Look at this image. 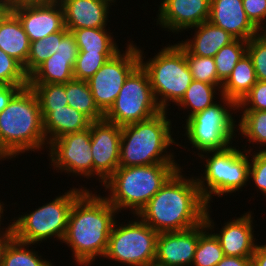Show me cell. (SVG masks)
<instances>
[{
	"mask_svg": "<svg viewBox=\"0 0 266 266\" xmlns=\"http://www.w3.org/2000/svg\"><path fill=\"white\" fill-rule=\"evenodd\" d=\"M181 171L180 168L135 215L158 233L184 231L204 221L208 205L196 178H187Z\"/></svg>",
	"mask_w": 266,
	"mask_h": 266,
	"instance_id": "obj_1",
	"label": "cell"
},
{
	"mask_svg": "<svg viewBox=\"0 0 266 266\" xmlns=\"http://www.w3.org/2000/svg\"><path fill=\"white\" fill-rule=\"evenodd\" d=\"M118 211L99 194L85 190L73 203L62 243L73 251L78 265L90 266L104 257Z\"/></svg>",
	"mask_w": 266,
	"mask_h": 266,
	"instance_id": "obj_2",
	"label": "cell"
},
{
	"mask_svg": "<svg viewBox=\"0 0 266 266\" xmlns=\"http://www.w3.org/2000/svg\"><path fill=\"white\" fill-rule=\"evenodd\" d=\"M45 143L48 145L40 104L28 85L0 112V153L9 160L20 153L43 150Z\"/></svg>",
	"mask_w": 266,
	"mask_h": 266,
	"instance_id": "obj_3",
	"label": "cell"
},
{
	"mask_svg": "<svg viewBox=\"0 0 266 266\" xmlns=\"http://www.w3.org/2000/svg\"><path fill=\"white\" fill-rule=\"evenodd\" d=\"M180 168L178 163L119 166L102 184L109 190L105 198L118 213L128 208L133 215H137Z\"/></svg>",
	"mask_w": 266,
	"mask_h": 266,
	"instance_id": "obj_4",
	"label": "cell"
},
{
	"mask_svg": "<svg viewBox=\"0 0 266 266\" xmlns=\"http://www.w3.org/2000/svg\"><path fill=\"white\" fill-rule=\"evenodd\" d=\"M161 111L154 117L121 127L119 166L132 167L158 163H176L171 144L181 146L172 137V121ZM170 153V154H169Z\"/></svg>",
	"mask_w": 266,
	"mask_h": 266,
	"instance_id": "obj_5",
	"label": "cell"
},
{
	"mask_svg": "<svg viewBox=\"0 0 266 266\" xmlns=\"http://www.w3.org/2000/svg\"><path fill=\"white\" fill-rule=\"evenodd\" d=\"M149 61H143V51L139 49L140 64L147 71L156 102L167 111L169 102L175 105L182 99L193 81L185 57V50L177 43L167 45Z\"/></svg>",
	"mask_w": 266,
	"mask_h": 266,
	"instance_id": "obj_6",
	"label": "cell"
},
{
	"mask_svg": "<svg viewBox=\"0 0 266 266\" xmlns=\"http://www.w3.org/2000/svg\"><path fill=\"white\" fill-rule=\"evenodd\" d=\"M251 150L245 152L230 146L221 151L205 152L209 157L200 154L198 157L206 161L204 176L195 177L201 196L206 204L210 206L212 196L221 197L231 193H236L249 182L250 159L248 156ZM245 153V154H244ZM208 158V159H207ZM213 194V195H212Z\"/></svg>",
	"mask_w": 266,
	"mask_h": 266,
	"instance_id": "obj_7",
	"label": "cell"
},
{
	"mask_svg": "<svg viewBox=\"0 0 266 266\" xmlns=\"http://www.w3.org/2000/svg\"><path fill=\"white\" fill-rule=\"evenodd\" d=\"M84 188H70L62 196H56L53 201L36 208L33 212L16 217L17 220L10 222L14 237L32 245L52 237L63 242L70 209L74 201L87 190Z\"/></svg>",
	"mask_w": 266,
	"mask_h": 266,
	"instance_id": "obj_8",
	"label": "cell"
},
{
	"mask_svg": "<svg viewBox=\"0 0 266 266\" xmlns=\"http://www.w3.org/2000/svg\"><path fill=\"white\" fill-rule=\"evenodd\" d=\"M222 99V100H221ZM221 104L214 103L186 119L185 136L199 154L229 148L235 138L237 126L231 109H238L234 100L221 95ZM225 104V105H224Z\"/></svg>",
	"mask_w": 266,
	"mask_h": 266,
	"instance_id": "obj_9",
	"label": "cell"
},
{
	"mask_svg": "<svg viewBox=\"0 0 266 266\" xmlns=\"http://www.w3.org/2000/svg\"><path fill=\"white\" fill-rule=\"evenodd\" d=\"M163 111L156 102L147 71L139 64L126 78L104 119L118 126L148 120Z\"/></svg>",
	"mask_w": 266,
	"mask_h": 266,
	"instance_id": "obj_10",
	"label": "cell"
},
{
	"mask_svg": "<svg viewBox=\"0 0 266 266\" xmlns=\"http://www.w3.org/2000/svg\"><path fill=\"white\" fill-rule=\"evenodd\" d=\"M139 219L125 225H119L115 220L104 258L127 266H145L155 262L159 233Z\"/></svg>",
	"mask_w": 266,
	"mask_h": 266,
	"instance_id": "obj_11",
	"label": "cell"
},
{
	"mask_svg": "<svg viewBox=\"0 0 266 266\" xmlns=\"http://www.w3.org/2000/svg\"><path fill=\"white\" fill-rule=\"evenodd\" d=\"M123 53L117 52L87 80L98 108L105 114L114 104L126 78L140 64L139 48L126 44Z\"/></svg>",
	"mask_w": 266,
	"mask_h": 266,
	"instance_id": "obj_12",
	"label": "cell"
},
{
	"mask_svg": "<svg viewBox=\"0 0 266 266\" xmlns=\"http://www.w3.org/2000/svg\"><path fill=\"white\" fill-rule=\"evenodd\" d=\"M50 151L51 167L56 171L73 173L87 179L93 176V156L91 150V124L82 131L68 133L53 140Z\"/></svg>",
	"mask_w": 266,
	"mask_h": 266,
	"instance_id": "obj_13",
	"label": "cell"
},
{
	"mask_svg": "<svg viewBox=\"0 0 266 266\" xmlns=\"http://www.w3.org/2000/svg\"><path fill=\"white\" fill-rule=\"evenodd\" d=\"M120 141L121 126L105 119L91 122L93 176L103 184L119 167Z\"/></svg>",
	"mask_w": 266,
	"mask_h": 266,
	"instance_id": "obj_14",
	"label": "cell"
},
{
	"mask_svg": "<svg viewBox=\"0 0 266 266\" xmlns=\"http://www.w3.org/2000/svg\"><path fill=\"white\" fill-rule=\"evenodd\" d=\"M207 228L201 224L184 231L161 232L157 237L155 263L161 266H191L199 235Z\"/></svg>",
	"mask_w": 266,
	"mask_h": 266,
	"instance_id": "obj_15",
	"label": "cell"
},
{
	"mask_svg": "<svg viewBox=\"0 0 266 266\" xmlns=\"http://www.w3.org/2000/svg\"><path fill=\"white\" fill-rule=\"evenodd\" d=\"M21 21L30 42L62 31L65 28L64 9L60 1L26 5L11 10Z\"/></svg>",
	"mask_w": 266,
	"mask_h": 266,
	"instance_id": "obj_16",
	"label": "cell"
},
{
	"mask_svg": "<svg viewBox=\"0 0 266 266\" xmlns=\"http://www.w3.org/2000/svg\"><path fill=\"white\" fill-rule=\"evenodd\" d=\"M157 25L177 32L208 21L211 0H161Z\"/></svg>",
	"mask_w": 266,
	"mask_h": 266,
	"instance_id": "obj_17",
	"label": "cell"
},
{
	"mask_svg": "<svg viewBox=\"0 0 266 266\" xmlns=\"http://www.w3.org/2000/svg\"><path fill=\"white\" fill-rule=\"evenodd\" d=\"M208 21L235 39L248 41L260 33L248 19L242 0H211Z\"/></svg>",
	"mask_w": 266,
	"mask_h": 266,
	"instance_id": "obj_18",
	"label": "cell"
},
{
	"mask_svg": "<svg viewBox=\"0 0 266 266\" xmlns=\"http://www.w3.org/2000/svg\"><path fill=\"white\" fill-rule=\"evenodd\" d=\"M64 9L68 31L83 28H106L113 0H59ZM111 3V4H110Z\"/></svg>",
	"mask_w": 266,
	"mask_h": 266,
	"instance_id": "obj_19",
	"label": "cell"
},
{
	"mask_svg": "<svg viewBox=\"0 0 266 266\" xmlns=\"http://www.w3.org/2000/svg\"><path fill=\"white\" fill-rule=\"evenodd\" d=\"M253 213L247 212L234 220H228L220 233H215L226 256L252 257L257 244L253 231Z\"/></svg>",
	"mask_w": 266,
	"mask_h": 266,
	"instance_id": "obj_20",
	"label": "cell"
},
{
	"mask_svg": "<svg viewBox=\"0 0 266 266\" xmlns=\"http://www.w3.org/2000/svg\"><path fill=\"white\" fill-rule=\"evenodd\" d=\"M196 29L193 39H186L178 43L188 54L201 57H214L224 46L229 45L235 38L228 32L209 21L203 22Z\"/></svg>",
	"mask_w": 266,
	"mask_h": 266,
	"instance_id": "obj_21",
	"label": "cell"
},
{
	"mask_svg": "<svg viewBox=\"0 0 266 266\" xmlns=\"http://www.w3.org/2000/svg\"><path fill=\"white\" fill-rule=\"evenodd\" d=\"M41 115L48 145L65 134L89 128L92 122L86 115L71 106H64L54 111H41Z\"/></svg>",
	"mask_w": 266,
	"mask_h": 266,
	"instance_id": "obj_22",
	"label": "cell"
},
{
	"mask_svg": "<svg viewBox=\"0 0 266 266\" xmlns=\"http://www.w3.org/2000/svg\"><path fill=\"white\" fill-rule=\"evenodd\" d=\"M30 43L21 21L10 10L0 20V49L24 66L28 59Z\"/></svg>",
	"mask_w": 266,
	"mask_h": 266,
	"instance_id": "obj_23",
	"label": "cell"
},
{
	"mask_svg": "<svg viewBox=\"0 0 266 266\" xmlns=\"http://www.w3.org/2000/svg\"><path fill=\"white\" fill-rule=\"evenodd\" d=\"M256 82L257 78L252 60L246 53L223 83L221 95L238 104Z\"/></svg>",
	"mask_w": 266,
	"mask_h": 266,
	"instance_id": "obj_24",
	"label": "cell"
},
{
	"mask_svg": "<svg viewBox=\"0 0 266 266\" xmlns=\"http://www.w3.org/2000/svg\"><path fill=\"white\" fill-rule=\"evenodd\" d=\"M77 57L49 56L29 77L28 84H64L74 79Z\"/></svg>",
	"mask_w": 266,
	"mask_h": 266,
	"instance_id": "obj_25",
	"label": "cell"
},
{
	"mask_svg": "<svg viewBox=\"0 0 266 266\" xmlns=\"http://www.w3.org/2000/svg\"><path fill=\"white\" fill-rule=\"evenodd\" d=\"M209 207H207L204 216L207 228L199 235V242L191 266H216L225 256L218 238L212 233V229L216 224L210 218ZM209 230H211V233L207 232Z\"/></svg>",
	"mask_w": 266,
	"mask_h": 266,
	"instance_id": "obj_26",
	"label": "cell"
},
{
	"mask_svg": "<svg viewBox=\"0 0 266 266\" xmlns=\"http://www.w3.org/2000/svg\"><path fill=\"white\" fill-rule=\"evenodd\" d=\"M68 106L86 115L92 122L104 119L87 81L73 79L64 83Z\"/></svg>",
	"mask_w": 266,
	"mask_h": 266,
	"instance_id": "obj_27",
	"label": "cell"
},
{
	"mask_svg": "<svg viewBox=\"0 0 266 266\" xmlns=\"http://www.w3.org/2000/svg\"><path fill=\"white\" fill-rule=\"evenodd\" d=\"M79 51L93 53H117L120 51L112 33L106 28H83L71 31ZM111 34V35H110Z\"/></svg>",
	"mask_w": 266,
	"mask_h": 266,
	"instance_id": "obj_28",
	"label": "cell"
},
{
	"mask_svg": "<svg viewBox=\"0 0 266 266\" xmlns=\"http://www.w3.org/2000/svg\"><path fill=\"white\" fill-rule=\"evenodd\" d=\"M216 89L221 94V88L219 86L193 80L182 99L176 105L179 106L180 109H189L190 112L186 118H190L195 113L202 111L217 102L214 101V95L217 94Z\"/></svg>",
	"mask_w": 266,
	"mask_h": 266,
	"instance_id": "obj_29",
	"label": "cell"
},
{
	"mask_svg": "<svg viewBox=\"0 0 266 266\" xmlns=\"http://www.w3.org/2000/svg\"><path fill=\"white\" fill-rule=\"evenodd\" d=\"M29 246L31 244L13 237L4 250L2 266H54L51 261L43 260L37 251L29 249Z\"/></svg>",
	"mask_w": 266,
	"mask_h": 266,
	"instance_id": "obj_30",
	"label": "cell"
},
{
	"mask_svg": "<svg viewBox=\"0 0 266 266\" xmlns=\"http://www.w3.org/2000/svg\"><path fill=\"white\" fill-rule=\"evenodd\" d=\"M68 32L66 28L62 31L52 33L41 40L30 43V50L26 64L23 66L25 74L29 77L49 56L56 53L58 42Z\"/></svg>",
	"mask_w": 266,
	"mask_h": 266,
	"instance_id": "obj_31",
	"label": "cell"
},
{
	"mask_svg": "<svg viewBox=\"0 0 266 266\" xmlns=\"http://www.w3.org/2000/svg\"><path fill=\"white\" fill-rule=\"evenodd\" d=\"M242 116L238 121V130L240 135L248 139L249 143L257 144L263 148L266 146V111L241 110ZM261 151H266L262 149Z\"/></svg>",
	"mask_w": 266,
	"mask_h": 266,
	"instance_id": "obj_32",
	"label": "cell"
},
{
	"mask_svg": "<svg viewBox=\"0 0 266 266\" xmlns=\"http://www.w3.org/2000/svg\"><path fill=\"white\" fill-rule=\"evenodd\" d=\"M247 53V41L235 39L222 47L213 57L218 79L224 83L230 76L237 62Z\"/></svg>",
	"mask_w": 266,
	"mask_h": 266,
	"instance_id": "obj_33",
	"label": "cell"
},
{
	"mask_svg": "<svg viewBox=\"0 0 266 266\" xmlns=\"http://www.w3.org/2000/svg\"><path fill=\"white\" fill-rule=\"evenodd\" d=\"M35 92L41 111H54L68 106L64 84H28Z\"/></svg>",
	"mask_w": 266,
	"mask_h": 266,
	"instance_id": "obj_34",
	"label": "cell"
},
{
	"mask_svg": "<svg viewBox=\"0 0 266 266\" xmlns=\"http://www.w3.org/2000/svg\"><path fill=\"white\" fill-rule=\"evenodd\" d=\"M116 53H93L79 51L73 67L74 79L89 80Z\"/></svg>",
	"mask_w": 266,
	"mask_h": 266,
	"instance_id": "obj_35",
	"label": "cell"
},
{
	"mask_svg": "<svg viewBox=\"0 0 266 266\" xmlns=\"http://www.w3.org/2000/svg\"><path fill=\"white\" fill-rule=\"evenodd\" d=\"M185 57L193 80L217 85L222 88L223 83L218 79L216 65L213 57L191 55L186 51Z\"/></svg>",
	"mask_w": 266,
	"mask_h": 266,
	"instance_id": "obj_36",
	"label": "cell"
},
{
	"mask_svg": "<svg viewBox=\"0 0 266 266\" xmlns=\"http://www.w3.org/2000/svg\"><path fill=\"white\" fill-rule=\"evenodd\" d=\"M0 84L28 85V76L23 66L0 49Z\"/></svg>",
	"mask_w": 266,
	"mask_h": 266,
	"instance_id": "obj_37",
	"label": "cell"
},
{
	"mask_svg": "<svg viewBox=\"0 0 266 266\" xmlns=\"http://www.w3.org/2000/svg\"><path fill=\"white\" fill-rule=\"evenodd\" d=\"M247 54L252 60L257 80L266 81V32H260L247 41Z\"/></svg>",
	"mask_w": 266,
	"mask_h": 266,
	"instance_id": "obj_38",
	"label": "cell"
},
{
	"mask_svg": "<svg viewBox=\"0 0 266 266\" xmlns=\"http://www.w3.org/2000/svg\"><path fill=\"white\" fill-rule=\"evenodd\" d=\"M237 106L238 111L242 109L266 111V81L257 80Z\"/></svg>",
	"mask_w": 266,
	"mask_h": 266,
	"instance_id": "obj_39",
	"label": "cell"
},
{
	"mask_svg": "<svg viewBox=\"0 0 266 266\" xmlns=\"http://www.w3.org/2000/svg\"><path fill=\"white\" fill-rule=\"evenodd\" d=\"M252 155L250 162L249 178L255 187L266 196V151L257 150Z\"/></svg>",
	"mask_w": 266,
	"mask_h": 266,
	"instance_id": "obj_40",
	"label": "cell"
},
{
	"mask_svg": "<svg viewBox=\"0 0 266 266\" xmlns=\"http://www.w3.org/2000/svg\"><path fill=\"white\" fill-rule=\"evenodd\" d=\"M242 4L251 23L260 32H266V0H242Z\"/></svg>",
	"mask_w": 266,
	"mask_h": 266,
	"instance_id": "obj_41",
	"label": "cell"
},
{
	"mask_svg": "<svg viewBox=\"0 0 266 266\" xmlns=\"http://www.w3.org/2000/svg\"><path fill=\"white\" fill-rule=\"evenodd\" d=\"M78 45L74 34L71 31H68L60 42H58V48L54 56L62 57H77L78 56Z\"/></svg>",
	"mask_w": 266,
	"mask_h": 266,
	"instance_id": "obj_42",
	"label": "cell"
},
{
	"mask_svg": "<svg viewBox=\"0 0 266 266\" xmlns=\"http://www.w3.org/2000/svg\"><path fill=\"white\" fill-rule=\"evenodd\" d=\"M28 85L0 84V112L9 104L12 97L23 87Z\"/></svg>",
	"mask_w": 266,
	"mask_h": 266,
	"instance_id": "obj_43",
	"label": "cell"
},
{
	"mask_svg": "<svg viewBox=\"0 0 266 266\" xmlns=\"http://www.w3.org/2000/svg\"><path fill=\"white\" fill-rule=\"evenodd\" d=\"M216 266H252V258L225 255Z\"/></svg>",
	"mask_w": 266,
	"mask_h": 266,
	"instance_id": "obj_44",
	"label": "cell"
},
{
	"mask_svg": "<svg viewBox=\"0 0 266 266\" xmlns=\"http://www.w3.org/2000/svg\"><path fill=\"white\" fill-rule=\"evenodd\" d=\"M55 1L58 0H4L3 3L9 10H12L20 6L47 4Z\"/></svg>",
	"mask_w": 266,
	"mask_h": 266,
	"instance_id": "obj_45",
	"label": "cell"
},
{
	"mask_svg": "<svg viewBox=\"0 0 266 266\" xmlns=\"http://www.w3.org/2000/svg\"><path fill=\"white\" fill-rule=\"evenodd\" d=\"M251 258L252 266H266V244L257 245Z\"/></svg>",
	"mask_w": 266,
	"mask_h": 266,
	"instance_id": "obj_46",
	"label": "cell"
},
{
	"mask_svg": "<svg viewBox=\"0 0 266 266\" xmlns=\"http://www.w3.org/2000/svg\"><path fill=\"white\" fill-rule=\"evenodd\" d=\"M13 237L14 233L12 228L9 231H5V233H0V266H2L4 250Z\"/></svg>",
	"mask_w": 266,
	"mask_h": 266,
	"instance_id": "obj_47",
	"label": "cell"
},
{
	"mask_svg": "<svg viewBox=\"0 0 266 266\" xmlns=\"http://www.w3.org/2000/svg\"><path fill=\"white\" fill-rule=\"evenodd\" d=\"M4 204H3V202H2V204H1V202H0V227H1V217L3 216L2 214H3V211H4V206H3ZM12 228V225H8L6 228H5V230H4V228H3V231L1 230V228H0V233H5L4 231H9L10 229Z\"/></svg>",
	"mask_w": 266,
	"mask_h": 266,
	"instance_id": "obj_48",
	"label": "cell"
},
{
	"mask_svg": "<svg viewBox=\"0 0 266 266\" xmlns=\"http://www.w3.org/2000/svg\"><path fill=\"white\" fill-rule=\"evenodd\" d=\"M10 10L7 8V6L0 2V20L9 12Z\"/></svg>",
	"mask_w": 266,
	"mask_h": 266,
	"instance_id": "obj_49",
	"label": "cell"
},
{
	"mask_svg": "<svg viewBox=\"0 0 266 266\" xmlns=\"http://www.w3.org/2000/svg\"><path fill=\"white\" fill-rule=\"evenodd\" d=\"M145 266H161V265H159V264H157V263H151V264H147V265H145Z\"/></svg>",
	"mask_w": 266,
	"mask_h": 266,
	"instance_id": "obj_50",
	"label": "cell"
},
{
	"mask_svg": "<svg viewBox=\"0 0 266 266\" xmlns=\"http://www.w3.org/2000/svg\"><path fill=\"white\" fill-rule=\"evenodd\" d=\"M0 160L3 161L5 160L4 156L0 153Z\"/></svg>",
	"mask_w": 266,
	"mask_h": 266,
	"instance_id": "obj_51",
	"label": "cell"
}]
</instances>
